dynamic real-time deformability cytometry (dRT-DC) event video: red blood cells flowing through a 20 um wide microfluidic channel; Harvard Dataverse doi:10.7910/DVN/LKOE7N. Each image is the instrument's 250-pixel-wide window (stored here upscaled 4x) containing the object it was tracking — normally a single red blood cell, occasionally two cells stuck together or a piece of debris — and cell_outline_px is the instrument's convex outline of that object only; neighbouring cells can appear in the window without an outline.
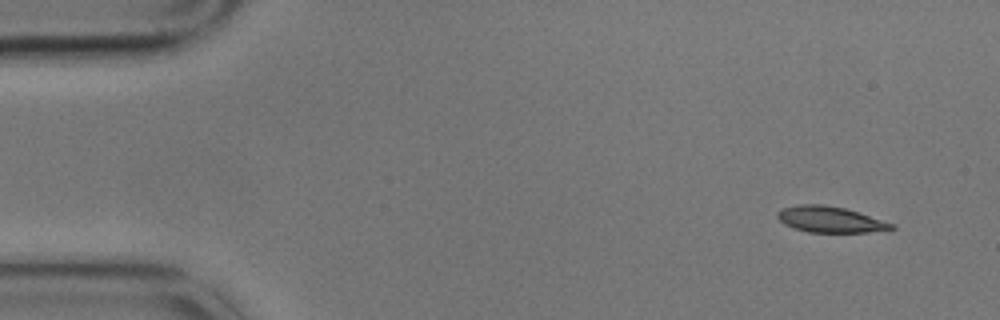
{"species": "common noctule bat (a hibernating species)", "species_latin": "Nyctalus noctula", "temperature_condition": "cold", "stored_images_in_passage": 5, "camera_frame_rate_fps": 3000, "um_per_image_px": 0.085, "animal": {"sex": "male", "body_mass_g": 17.9}, "frame": {"image": 1, "passage_image": 1, "time_ms": 0.0, "image_size_px": [1000, 320], "cell_outline_px": [[896, 228], [868, 232], [808, 232], [784, 224], [776, 216], [776, 212], [784, 208], [800, 204], [824, 204], [844, 208], [896, 224]], "centroid_in_image_um": [70.56, 18.65], "position_along_channel_um": 14.4, "area_um2": 17.11}}
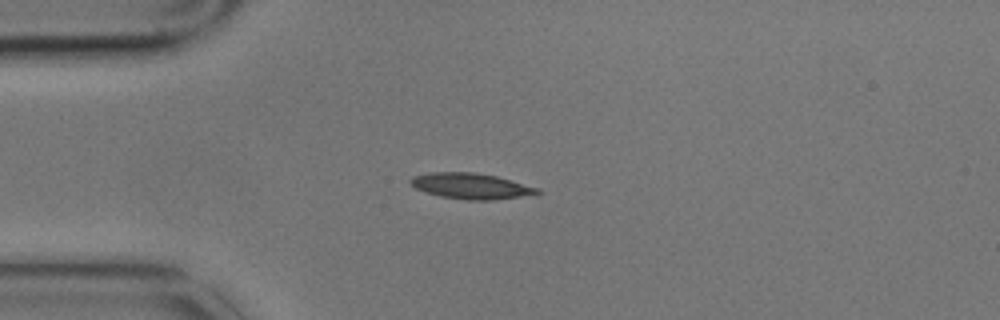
{"frame": {"image": 2, "passage_image": 3, "time_ms": 0.667, "image_size_px": [1000, 320], "cell_outline_px": [[540, 192], [520, 196], [492, 200], [468, 200], [440, 196], [416, 188], [408, 184], [408, 180], [412, 176], [428, 172], [472, 172], [496, 176], [540, 188]], "centroid_in_image_um": [39.97, 15.8], "position_along_channel_um": 45.0, "area_um2": 18.9}}